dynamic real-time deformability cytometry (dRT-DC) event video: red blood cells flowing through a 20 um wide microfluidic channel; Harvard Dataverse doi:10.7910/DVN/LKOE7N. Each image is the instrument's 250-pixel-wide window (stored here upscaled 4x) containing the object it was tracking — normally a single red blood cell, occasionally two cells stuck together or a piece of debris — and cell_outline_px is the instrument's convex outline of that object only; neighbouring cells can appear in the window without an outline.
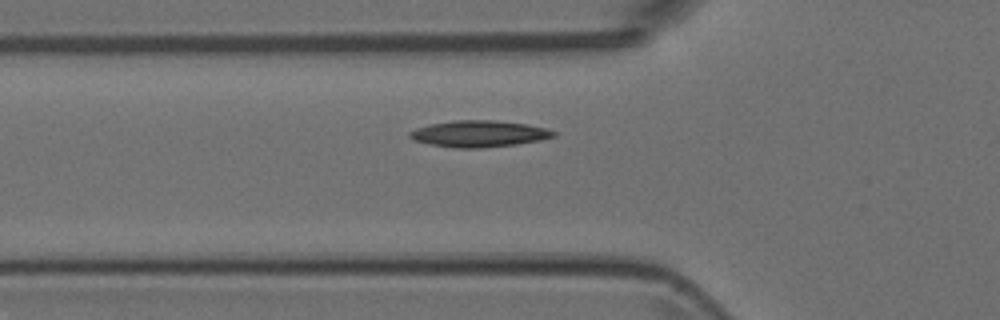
{"species": "Egyptian fruit bat (a non-hibernating species)", "species_latin": "Rousettus aegyptiacus", "temperature_condition": "room temperature", "stored_images_in_passage": 4, "camera_frame_rate_fps": 3000, "um_per_image_px": 0.085, "animal": {"sex": "female"}, "frame": {"image": 1, "passage_image": 4, "time_ms": 1.0, "image_size_px": [1000, 320], "cell_outline_px": [[556, 136], [540, 140], [516, 144], [480, 148], [456, 148], [428, 144], [416, 140], [408, 136], [408, 132], [416, 128], [428, 124], [456, 120], [496, 120], [528, 124], [544, 128], [556, 132]], "centroid_in_image_um": [40.7, 11.36], "position_along_channel_um": 85.1, "area_um2": 22.2}}